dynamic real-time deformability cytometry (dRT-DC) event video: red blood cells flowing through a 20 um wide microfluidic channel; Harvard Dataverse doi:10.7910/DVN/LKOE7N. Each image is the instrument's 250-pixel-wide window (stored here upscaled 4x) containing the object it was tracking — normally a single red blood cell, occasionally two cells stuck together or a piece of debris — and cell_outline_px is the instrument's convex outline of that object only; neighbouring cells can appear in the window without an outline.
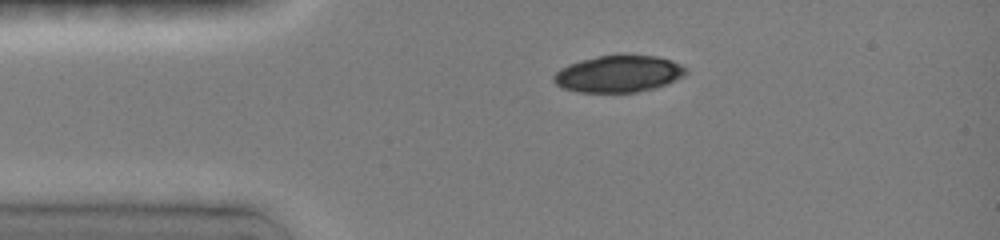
{"species": "common noctule bat (a hibernating species)", "species_latin": "Nyctalus noctula", "temperature_condition": "room temperature", "stored_images_in_passage": 29, "camera_frame_rate_fps": 3000, "um_per_image_px": 0.085, "animal": {"sex": "female", "body_mass_g": 19.0, "forearm_length_mm": 51.5}, "frame": {"image": 1, "passage_image": 1, "time_ms": 0.0, "image_size_px": [1000, 240], "cell_outline_px": [[688, 72], [668, 84], [656, 88], [636, 92], [576, 92], [564, 88], [556, 84], [552, 80], [552, 76], [560, 68], [568, 64], [600, 56], [656, 56], [672, 60], [680, 64]], "centroid_in_image_um": [52.56, 6.3], "position_along_channel_um": 32.4, "area_um2": 28.03}}